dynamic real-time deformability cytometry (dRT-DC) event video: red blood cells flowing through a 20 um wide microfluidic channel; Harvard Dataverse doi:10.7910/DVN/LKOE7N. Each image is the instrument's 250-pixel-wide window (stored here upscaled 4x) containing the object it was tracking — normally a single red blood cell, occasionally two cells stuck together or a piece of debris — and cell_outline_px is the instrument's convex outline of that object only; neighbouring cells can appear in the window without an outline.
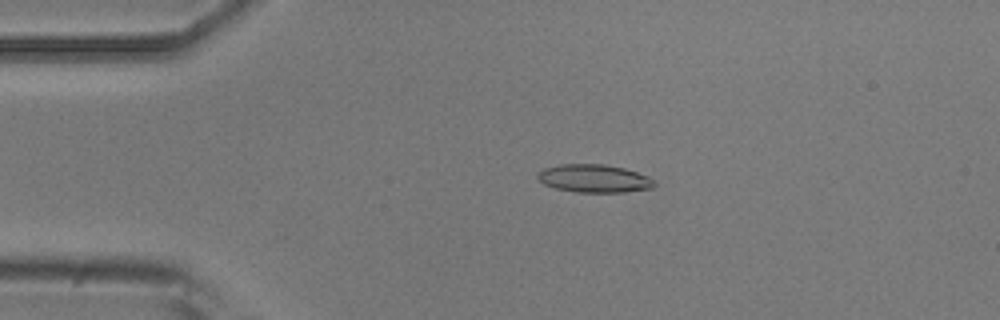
{"species": "common noctule bat (a hibernating species)", "species_latin": "Nyctalus noctula", "temperature_condition": "room temperature", "stored_images_in_passage": 54, "camera_frame_rate_fps": 3000, "um_per_image_px": 0.085, "animal": {"sex": "male", "body_mass_g": 20.5, "forearm_length_mm": 52.5}, "frame": {"image": 1, "passage_image": 11, "time_ms": 3.333, "image_size_px": [1000, 320], "cell_outline_px": [[656, 184], [652, 188], [624, 192], [576, 192], [556, 188], [544, 184], [536, 176], [544, 168], [560, 164], [604, 164], [624, 168], [648, 176]], "centroid_in_image_um": [50.5, 15.17], "position_along_channel_um": 34.5, "area_um2": 18.9}}
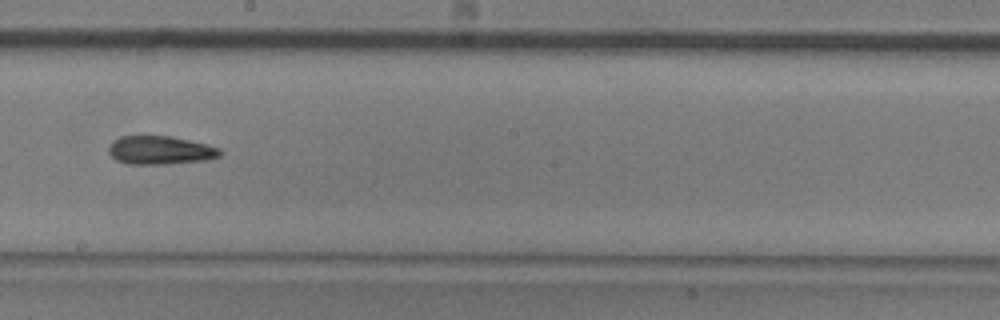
{"frame": {"image": 2, "passage_image": 30, "time_ms": 9.667, "image_size_px": [1000, 320], "cell_outline_px": [[220, 156], [204, 160], [164, 164], [128, 164], [116, 160], [108, 152], [108, 148], [112, 140], [120, 136], [172, 136], [208, 144], [220, 148]], "centroid_in_image_um": [13.59, 12.76], "position_along_channel_um": 234.6, "area_um2": 18.5}}
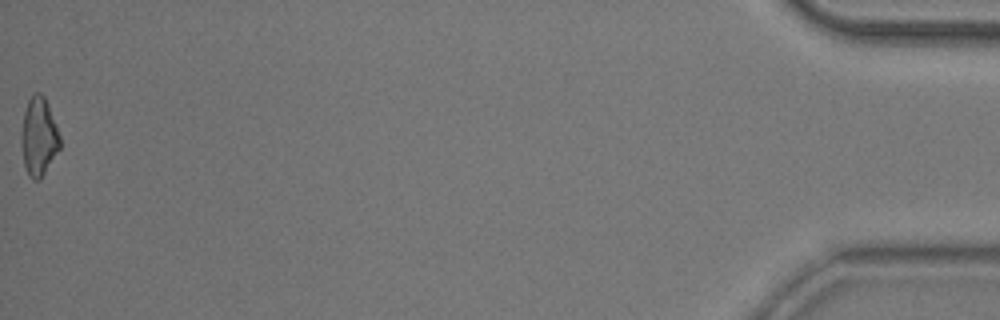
{"frame": {"image": 3, "passage_image": 54, "time_ms": 17.667, "image_size_px": [1000, 320], "cell_outline_px": [[60, 148], [40, 180], [32, 180], [28, 176], [24, 164], [20, 140], [20, 136], [24, 112], [28, 100], [36, 92], [40, 92], [44, 96], [48, 104], [56, 124], [60, 136]], "centroid_in_image_um": [3.29, 11.63], "position_along_channel_um": 431.9, "area_um2": 17.74}, "authors_computed_cell_mechanics": {"area_um2": 18.2359, "velocity_mm_per_s": 3.7333, "shape_relaxation_time_tau1_ms": null, "shape_relaxation_time_tau2_ms": 6.2983, "deformation_change_tau1": null, "deformation_change_tau2": 0.1773}}